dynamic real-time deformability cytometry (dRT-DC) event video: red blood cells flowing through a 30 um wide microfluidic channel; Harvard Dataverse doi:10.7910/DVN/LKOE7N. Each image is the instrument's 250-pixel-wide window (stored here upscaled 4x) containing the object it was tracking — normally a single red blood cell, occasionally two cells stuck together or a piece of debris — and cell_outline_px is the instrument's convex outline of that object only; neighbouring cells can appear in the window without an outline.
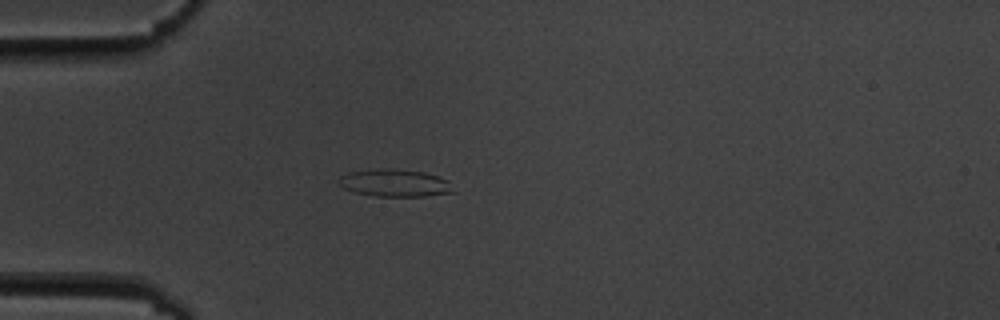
{"species": "common noctule bat (a hibernating species)", "species_latin": "Nyctalus noctula", "temperature_condition": "cold", "stored_images_in_passage": 4, "camera_frame_rate_fps": 3000, "um_per_image_px": 0.085, "animal": {"sex": "male", "body_mass_g": 19.5, "forearm_length_mm": 54.6}, "frame": {"image": 1, "passage_image": 4, "time_ms": 4.333, "image_size_px": [1000, 320], "cell_outline_px": [[456, 192], [424, 196], [376, 196], [352, 192], [344, 188], [340, 184], [340, 176], [348, 172], [380, 168], [396, 168], [424, 172], [448, 180]], "centroid_in_image_um": [33.57, 15.55], "position_along_channel_um": 51.4, "area_um2": 18.38}}